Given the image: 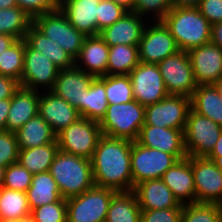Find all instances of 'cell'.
Masks as SVG:
<instances>
[{"label": "cell", "mask_w": 222, "mask_h": 222, "mask_svg": "<svg viewBox=\"0 0 222 222\" xmlns=\"http://www.w3.org/2000/svg\"><path fill=\"white\" fill-rule=\"evenodd\" d=\"M108 105L105 85L98 78H94L84 91V118L100 122Z\"/></svg>", "instance_id": "836d02e7"}, {"label": "cell", "mask_w": 222, "mask_h": 222, "mask_svg": "<svg viewBox=\"0 0 222 222\" xmlns=\"http://www.w3.org/2000/svg\"><path fill=\"white\" fill-rule=\"evenodd\" d=\"M191 109L222 126V99L212 84L196 87L191 97Z\"/></svg>", "instance_id": "f1b7e54d"}, {"label": "cell", "mask_w": 222, "mask_h": 222, "mask_svg": "<svg viewBox=\"0 0 222 222\" xmlns=\"http://www.w3.org/2000/svg\"><path fill=\"white\" fill-rule=\"evenodd\" d=\"M148 19L137 13L128 12L113 25L99 31V36L108 46L120 44L139 46Z\"/></svg>", "instance_id": "ffe728a7"}, {"label": "cell", "mask_w": 222, "mask_h": 222, "mask_svg": "<svg viewBox=\"0 0 222 222\" xmlns=\"http://www.w3.org/2000/svg\"><path fill=\"white\" fill-rule=\"evenodd\" d=\"M117 5H120L124 9H126L128 12H132L133 10V3L134 0H111Z\"/></svg>", "instance_id": "f5cc1de1"}, {"label": "cell", "mask_w": 222, "mask_h": 222, "mask_svg": "<svg viewBox=\"0 0 222 222\" xmlns=\"http://www.w3.org/2000/svg\"><path fill=\"white\" fill-rule=\"evenodd\" d=\"M222 205L218 203L184 204L181 222H221Z\"/></svg>", "instance_id": "74e56055"}, {"label": "cell", "mask_w": 222, "mask_h": 222, "mask_svg": "<svg viewBox=\"0 0 222 222\" xmlns=\"http://www.w3.org/2000/svg\"><path fill=\"white\" fill-rule=\"evenodd\" d=\"M182 208L141 210L140 222H181Z\"/></svg>", "instance_id": "f6af8a7d"}, {"label": "cell", "mask_w": 222, "mask_h": 222, "mask_svg": "<svg viewBox=\"0 0 222 222\" xmlns=\"http://www.w3.org/2000/svg\"><path fill=\"white\" fill-rule=\"evenodd\" d=\"M157 65L169 95L192 97L198 84L187 51L179 50Z\"/></svg>", "instance_id": "30bf717a"}, {"label": "cell", "mask_w": 222, "mask_h": 222, "mask_svg": "<svg viewBox=\"0 0 222 222\" xmlns=\"http://www.w3.org/2000/svg\"><path fill=\"white\" fill-rule=\"evenodd\" d=\"M138 48L140 62L147 64H158L180 50L162 21L147 23Z\"/></svg>", "instance_id": "7c38bea8"}, {"label": "cell", "mask_w": 222, "mask_h": 222, "mask_svg": "<svg viewBox=\"0 0 222 222\" xmlns=\"http://www.w3.org/2000/svg\"><path fill=\"white\" fill-rule=\"evenodd\" d=\"M211 43L222 49V22L211 25Z\"/></svg>", "instance_id": "681fc988"}, {"label": "cell", "mask_w": 222, "mask_h": 222, "mask_svg": "<svg viewBox=\"0 0 222 222\" xmlns=\"http://www.w3.org/2000/svg\"><path fill=\"white\" fill-rule=\"evenodd\" d=\"M33 24L74 59L78 57L87 36L72 26L59 8L35 16Z\"/></svg>", "instance_id": "8992f818"}, {"label": "cell", "mask_w": 222, "mask_h": 222, "mask_svg": "<svg viewBox=\"0 0 222 222\" xmlns=\"http://www.w3.org/2000/svg\"><path fill=\"white\" fill-rule=\"evenodd\" d=\"M17 7L16 0H0V9H8Z\"/></svg>", "instance_id": "11a10c76"}, {"label": "cell", "mask_w": 222, "mask_h": 222, "mask_svg": "<svg viewBox=\"0 0 222 222\" xmlns=\"http://www.w3.org/2000/svg\"><path fill=\"white\" fill-rule=\"evenodd\" d=\"M97 78L105 85L108 104L128 103L134 100L129 75H105Z\"/></svg>", "instance_id": "d590c367"}, {"label": "cell", "mask_w": 222, "mask_h": 222, "mask_svg": "<svg viewBox=\"0 0 222 222\" xmlns=\"http://www.w3.org/2000/svg\"><path fill=\"white\" fill-rule=\"evenodd\" d=\"M198 9L211 25L222 22V0H201Z\"/></svg>", "instance_id": "bcb514c9"}, {"label": "cell", "mask_w": 222, "mask_h": 222, "mask_svg": "<svg viewBox=\"0 0 222 222\" xmlns=\"http://www.w3.org/2000/svg\"><path fill=\"white\" fill-rule=\"evenodd\" d=\"M25 40L18 39L0 55V75L8 76L20 82L23 73Z\"/></svg>", "instance_id": "8d00e7d4"}, {"label": "cell", "mask_w": 222, "mask_h": 222, "mask_svg": "<svg viewBox=\"0 0 222 222\" xmlns=\"http://www.w3.org/2000/svg\"><path fill=\"white\" fill-rule=\"evenodd\" d=\"M25 42L35 50L48 57L60 70L75 66V59L50 38H47L33 23L24 38Z\"/></svg>", "instance_id": "484cf974"}, {"label": "cell", "mask_w": 222, "mask_h": 222, "mask_svg": "<svg viewBox=\"0 0 222 222\" xmlns=\"http://www.w3.org/2000/svg\"><path fill=\"white\" fill-rule=\"evenodd\" d=\"M116 193L110 188L94 185L84 193L66 199L67 222H105Z\"/></svg>", "instance_id": "5b68a950"}, {"label": "cell", "mask_w": 222, "mask_h": 222, "mask_svg": "<svg viewBox=\"0 0 222 222\" xmlns=\"http://www.w3.org/2000/svg\"><path fill=\"white\" fill-rule=\"evenodd\" d=\"M99 122L79 118L56 135L60 151L91 159L101 137Z\"/></svg>", "instance_id": "ba28073f"}, {"label": "cell", "mask_w": 222, "mask_h": 222, "mask_svg": "<svg viewBox=\"0 0 222 222\" xmlns=\"http://www.w3.org/2000/svg\"><path fill=\"white\" fill-rule=\"evenodd\" d=\"M18 222H35L32 215L31 214H28L24 217H21L18 219Z\"/></svg>", "instance_id": "91938a15"}, {"label": "cell", "mask_w": 222, "mask_h": 222, "mask_svg": "<svg viewBox=\"0 0 222 222\" xmlns=\"http://www.w3.org/2000/svg\"><path fill=\"white\" fill-rule=\"evenodd\" d=\"M16 41L17 39L14 36L0 34V55Z\"/></svg>", "instance_id": "f907efd6"}, {"label": "cell", "mask_w": 222, "mask_h": 222, "mask_svg": "<svg viewBox=\"0 0 222 222\" xmlns=\"http://www.w3.org/2000/svg\"><path fill=\"white\" fill-rule=\"evenodd\" d=\"M172 7H198L201 0H171Z\"/></svg>", "instance_id": "816d5d0a"}, {"label": "cell", "mask_w": 222, "mask_h": 222, "mask_svg": "<svg viewBox=\"0 0 222 222\" xmlns=\"http://www.w3.org/2000/svg\"><path fill=\"white\" fill-rule=\"evenodd\" d=\"M179 159L158 149L144 147L132 141L131 174L134 186L145 180L161 179L163 174Z\"/></svg>", "instance_id": "9c48e42d"}, {"label": "cell", "mask_w": 222, "mask_h": 222, "mask_svg": "<svg viewBox=\"0 0 222 222\" xmlns=\"http://www.w3.org/2000/svg\"><path fill=\"white\" fill-rule=\"evenodd\" d=\"M95 77L76 66L59 70L53 88L50 90L69 102L84 118V91Z\"/></svg>", "instance_id": "2e32d148"}, {"label": "cell", "mask_w": 222, "mask_h": 222, "mask_svg": "<svg viewBox=\"0 0 222 222\" xmlns=\"http://www.w3.org/2000/svg\"><path fill=\"white\" fill-rule=\"evenodd\" d=\"M198 85L213 84L222 77V49L209 42L187 51Z\"/></svg>", "instance_id": "e0dca14e"}, {"label": "cell", "mask_w": 222, "mask_h": 222, "mask_svg": "<svg viewBox=\"0 0 222 222\" xmlns=\"http://www.w3.org/2000/svg\"><path fill=\"white\" fill-rule=\"evenodd\" d=\"M40 91L20 87L10 99L6 131L17 132L31 118L38 115Z\"/></svg>", "instance_id": "cb8c5ba5"}, {"label": "cell", "mask_w": 222, "mask_h": 222, "mask_svg": "<svg viewBox=\"0 0 222 222\" xmlns=\"http://www.w3.org/2000/svg\"><path fill=\"white\" fill-rule=\"evenodd\" d=\"M161 21L182 51H189L211 40V24L198 7H172Z\"/></svg>", "instance_id": "7a4b0ae2"}, {"label": "cell", "mask_w": 222, "mask_h": 222, "mask_svg": "<svg viewBox=\"0 0 222 222\" xmlns=\"http://www.w3.org/2000/svg\"><path fill=\"white\" fill-rule=\"evenodd\" d=\"M59 70L48 57L38 50L32 49L25 42L23 73L19 82L20 87L40 92L50 91L54 86Z\"/></svg>", "instance_id": "4fadbf2b"}, {"label": "cell", "mask_w": 222, "mask_h": 222, "mask_svg": "<svg viewBox=\"0 0 222 222\" xmlns=\"http://www.w3.org/2000/svg\"><path fill=\"white\" fill-rule=\"evenodd\" d=\"M128 13L126 9L111 0H101L98 5V34L99 31L113 25Z\"/></svg>", "instance_id": "7bdbcfd3"}, {"label": "cell", "mask_w": 222, "mask_h": 222, "mask_svg": "<svg viewBox=\"0 0 222 222\" xmlns=\"http://www.w3.org/2000/svg\"><path fill=\"white\" fill-rule=\"evenodd\" d=\"M144 123L145 107L132 100L128 103L109 104L99 125L103 135L136 141Z\"/></svg>", "instance_id": "277c9868"}, {"label": "cell", "mask_w": 222, "mask_h": 222, "mask_svg": "<svg viewBox=\"0 0 222 222\" xmlns=\"http://www.w3.org/2000/svg\"><path fill=\"white\" fill-rule=\"evenodd\" d=\"M207 158L213 160L216 166L222 171V153H210Z\"/></svg>", "instance_id": "db71d44e"}, {"label": "cell", "mask_w": 222, "mask_h": 222, "mask_svg": "<svg viewBox=\"0 0 222 222\" xmlns=\"http://www.w3.org/2000/svg\"><path fill=\"white\" fill-rule=\"evenodd\" d=\"M161 180L172 191L180 204L196 202L194 175L191 166V157L178 160L162 176Z\"/></svg>", "instance_id": "7402d4cb"}, {"label": "cell", "mask_w": 222, "mask_h": 222, "mask_svg": "<svg viewBox=\"0 0 222 222\" xmlns=\"http://www.w3.org/2000/svg\"><path fill=\"white\" fill-rule=\"evenodd\" d=\"M136 141L144 147L173 154L179 160L187 157L182 130L143 125Z\"/></svg>", "instance_id": "ac0fdd59"}, {"label": "cell", "mask_w": 222, "mask_h": 222, "mask_svg": "<svg viewBox=\"0 0 222 222\" xmlns=\"http://www.w3.org/2000/svg\"><path fill=\"white\" fill-rule=\"evenodd\" d=\"M19 146L17 136L14 132H0V166L7 168L9 165L17 163Z\"/></svg>", "instance_id": "b9f144b4"}, {"label": "cell", "mask_w": 222, "mask_h": 222, "mask_svg": "<svg viewBox=\"0 0 222 222\" xmlns=\"http://www.w3.org/2000/svg\"><path fill=\"white\" fill-rule=\"evenodd\" d=\"M26 195L30 210L63 199L58 185L49 171L32 176L31 186L26 191Z\"/></svg>", "instance_id": "4316f807"}, {"label": "cell", "mask_w": 222, "mask_h": 222, "mask_svg": "<svg viewBox=\"0 0 222 222\" xmlns=\"http://www.w3.org/2000/svg\"><path fill=\"white\" fill-rule=\"evenodd\" d=\"M33 19L21 8L0 9V34L24 39Z\"/></svg>", "instance_id": "d6a6232c"}, {"label": "cell", "mask_w": 222, "mask_h": 222, "mask_svg": "<svg viewBox=\"0 0 222 222\" xmlns=\"http://www.w3.org/2000/svg\"><path fill=\"white\" fill-rule=\"evenodd\" d=\"M63 199L78 196L95 185L91 159L58 151L50 165Z\"/></svg>", "instance_id": "3957f363"}, {"label": "cell", "mask_w": 222, "mask_h": 222, "mask_svg": "<svg viewBox=\"0 0 222 222\" xmlns=\"http://www.w3.org/2000/svg\"><path fill=\"white\" fill-rule=\"evenodd\" d=\"M141 208L133 191L117 192L107 211L105 222H140Z\"/></svg>", "instance_id": "4dcf8cb0"}, {"label": "cell", "mask_w": 222, "mask_h": 222, "mask_svg": "<svg viewBox=\"0 0 222 222\" xmlns=\"http://www.w3.org/2000/svg\"><path fill=\"white\" fill-rule=\"evenodd\" d=\"M38 114L56 135L81 118L74 106L51 91L40 92Z\"/></svg>", "instance_id": "d6986e66"}, {"label": "cell", "mask_w": 222, "mask_h": 222, "mask_svg": "<svg viewBox=\"0 0 222 222\" xmlns=\"http://www.w3.org/2000/svg\"><path fill=\"white\" fill-rule=\"evenodd\" d=\"M101 0H59V9L70 24L85 36L98 35V5Z\"/></svg>", "instance_id": "44dd1931"}, {"label": "cell", "mask_w": 222, "mask_h": 222, "mask_svg": "<svg viewBox=\"0 0 222 222\" xmlns=\"http://www.w3.org/2000/svg\"><path fill=\"white\" fill-rule=\"evenodd\" d=\"M15 133L19 149L43 146L56 140V134L39 114L31 118Z\"/></svg>", "instance_id": "83f0119b"}, {"label": "cell", "mask_w": 222, "mask_h": 222, "mask_svg": "<svg viewBox=\"0 0 222 222\" xmlns=\"http://www.w3.org/2000/svg\"><path fill=\"white\" fill-rule=\"evenodd\" d=\"M33 174L18 162L9 165L5 171L3 187L26 193L31 186Z\"/></svg>", "instance_id": "ab89813d"}, {"label": "cell", "mask_w": 222, "mask_h": 222, "mask_svg": "<svg viewBox=\"0 0 222 222\" xmlns=\"http://www.w3.org/2000/svg\"><path fill=\"white\" fill-rule=\"evenodd\" d=\"M132 140L101 135L91 158L96 186L116 192L133 191Z\"/></svg>", "instance_id": "6da1fadb"}, {"label": "cell", "mask_w": 222, "mask_h": 222, "mask_svg": "<svg viewBox=\"0 0 222 222\" xmlns=\"http://www.w3.org/2000/svg\"><path fill=\"white\" fill-rule=\"evenodd\" d=\"M139 63L138 46H109L107 75H129Z\"/></svg>", "instance_id": "1f68e13d"}, {"label": "cell", "mask_w": 222, "mask_h": 222, "mask_svg": "<svg viewBox=\"0 0 222 222\" xmlns=\"http://www.w3.org/2000/svg\"><path fill=\"white\" fill-rule=\"evenodd\" d=\"M134 100L144 107L169 95L157 64L140 62L129 74Z\"/></svg>", "instance_id": "5bb4252c"}, {"label": "cell", "mask_w": 222, "mask_h": 222, "mask_svg": "<svg viewBox=\"0 0 222 222\" xmlns=\"http://www.w3.org/2000/svg\"><path fill=\"white\" fill-rule=\"evenodd\" d=\"M171 9V0H134L132 12L148 21H161Z\"/></svg>", "instance_id": "f35d334b"}, {"label": "cell", "mask_w": 222, "mask_h": 222, "mask_svg": "<svg viewBox=\"0 0 222 222\" xmlns=\"http://www.w3.org/2000/svg\"><path fill=\"white\" fill-rule=\"evenodd\" d=\"M141 210L183 208L161 179L142 181L134 186Z\"/></svg>", "instance_id": "603a6c76"}, {"label": "cell", "mask_w": 222, "mask_h": 222, "mask_svg": "<svg viewBox=\"0 0 222 222\" xmlns=\"http://www.w3.org/2000/svg\"><path fill=\"white\" fill-rule=\"evenodd\" d=\"M196 202L222 205V171L207 157H191Z\"/></svg>", "instance_id": "9a60e30c"}, {"label": "cell", "mask_w": 222, "mask_h": 222, "mask_svg": "<svg viewBox=\"0 0 222 222\" xmlns=\"http://www.w3.org/2000/svg\"><path fill=\"white\" fill-rule=\"evenodd\" d=\"M5 171H6V168L0 166V189L4 185Z\"/></svg>", "instance_id": "680465c9"}, {"label": "cell", "mask_w": 222, "mask_h": 222, "mask_svg": "<svg viewBox=\"0 0 222 222\" xmlns=\"http://www.w3.org/2000/svg\"><path fill=\"white\" fill-rule=\"evenodd\" d=\"M17 6L24 10L32 19L40 14L59 8V0H16Z\"/></svg>", "instance_id": "ee69618b"}, {"label": "cell", "mask_w": 222, "mask_h": 222, "mask_svg": "<svg viewBox=\"0 0 222 222\" xmlns=\"http://www.w3.org/2000/svg\"><path fill=\"white\" fill-rule=\"evenodd\" d=\"M58 151L59 147L56 139L53 143L43 146L20 149L17 162L33 175L40 172H47Z\"/></svg>", "instance_id": "f546056e"}, {"label": "cell", "mask_w": 222, "mask_h": 222, "mask_svg": "<svg viewBox=\"0 0 222 222\" xmlns=\"http://www.w3.org/2000/svg\"><path fill=\"white\" fill-rule=\"evenodd\" d=\"M211 153H222V133L217 140V143L214 146V149L211 151Z\"/></svg>", "instance_id": "9f6ffc18"}, {"label": "cell", "mask_w": 222, "mask_h": 222, "mask_svg": "<svg viewBox=\"0 0 222 222\" xmlns=\"http://www.w3.org/2000/svg\"><path fill=\"white\" fill-rule=\"evenodd\" d=\"M0 222H18V219H0Z\"/></svg>", "instance_id": "94428289"}, {"label": "cell", "mask_w": 222, "mask_h": 222, "mask_svg": "<svg viewBox=\"0 0 222 222\" xmlns=\"http://www.w3.org/2000/svg\"><path fill=\"white\" fill-rule=\"evenodd\" d=\"M222 133V126L192 109L184 129L185 149L189 157H207Z\"/></svg>", "instance_id": "52a82bcc"}, {"label": "cell", "mask_w": 222, "mask_h": 222, "mask_svg": "<svg viewBox=\"0 0 222 222\" xmlns=\"http://www.w3.org/2000/svg\"><path fill=\"white\" fill-rule=\"evenodd\" d=\"M30 211L26 193L5 187L0 189V219H19Z\"/></svg>", "instance_id": "e575fe53"}, {"label": "cell", "mask_w": 222, "mask_h": 222, "mask_svg": "<svg viewBox=\"0 0 222 222\" xmlns=\"http://www.w3.org/2000/svg\"><path fill=\"white\" fill-rule=\"evenodd\" d=\"M212 85L215 87L216 91L218 92V95L222 99V77Z\"/></svg>", "instance_id": "6f0895ef"}, {"label": "cell", "mask_w": 222, "mask_h": 222, "mask_svg": "<svg viewBox=\"0 0 222 222\" xmlns=\"http://www.w3.org/2000/svg\"><path fill=\"white\" fill-rule=\"evenodd\" d=\"M190 109L191 98L168 95L159 102L145 107L144 125L184 131Z\"/></svg>", "instance_id": "8fae6325"}, {"label": "cell", "mask_w": 222, "mask_h": 222, "mask_svg": "<svg viewBox=\"0 0 222 222\" xmlns=\"http://www.w3.org/2000/svg\"><path fill=\"white\" fill-rule=\"evenodd\" d=\"M35 222H67V201L45 204L30 211Z\"/></svg>", "instance_id": "60d3db41"}, {"label": "cell", "mask_w": 222, "mask_h": 222, "mask_svg": "<svg viewBox=\"0 0 222 222\" xmlns=\"http://www.w3.org/2000/svg\"><path fill=\"white\" fill-rule=\"evenodd\" d=\"M19 88V81L12 77L0 75V100L11 99Z\"/></svg>", "instance_id": "7dc6e473"}, {"label": "cell", "mask_w": 222, "mask_h": 222, "mask_svg": "<svg viewBox=\"0 0 222 222\" xmlns=\"http://www.w3.org/2000/svg\"><path fill=\"white\" fill-rule=\"evenodd\" d=\"M10 109V99L0 100V132L6 131V120Z\"/></svg>", "instance_id": "c3c4849f"}, {"label": "cell", "mask_w": 222, "mask_h": 222, "mask_svg": "<svg viewBox=\"0 0 222 222\" xmlns=\"http://www.w3.org/2000/svg\"><path fill=\"white\" fill-rule=\"evenodd\" d=\"M109 46L99 35L88 36L83 42L75 66L95 78L107 75Z\"/></svg>", "instance_id": "d4e9b609"}]
</instances>
